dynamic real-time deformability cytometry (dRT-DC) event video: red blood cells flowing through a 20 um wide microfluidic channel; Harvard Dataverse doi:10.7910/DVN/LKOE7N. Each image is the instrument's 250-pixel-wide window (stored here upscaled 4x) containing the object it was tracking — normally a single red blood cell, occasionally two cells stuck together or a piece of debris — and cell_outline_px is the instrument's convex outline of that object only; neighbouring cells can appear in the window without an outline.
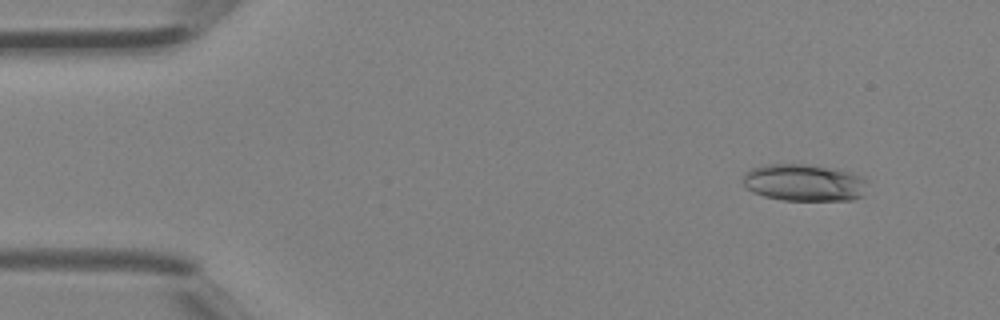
{"species": "Egyptian fruit bat (a non-hibernating species)", "species_latin": "Rousettus aegyptiacus", "temperature_condition": "room temperature", "stored_images_in_passage": 41, "camera_frame_rate_fps": 3000, "um_per_image_px": 0.085, "animal": {"sex": "female"}, "frame": {"image": 1, "passage_image": 4, "time_ms": 1.0, "image_size_px": [1000, 320], "cell_outline_px": [[868, 180], [864, 196], [852, 200], [784, 200], [764, 196], [752, 192], [740, 180], [744, 172], [752, 168], [764, 164], [808, 164], [840, 168], [864, 176]], "centroid_in_image_um": [68.39, 15.5], "position_along_channel_um": 16.6, "area_um2": 27.63}}
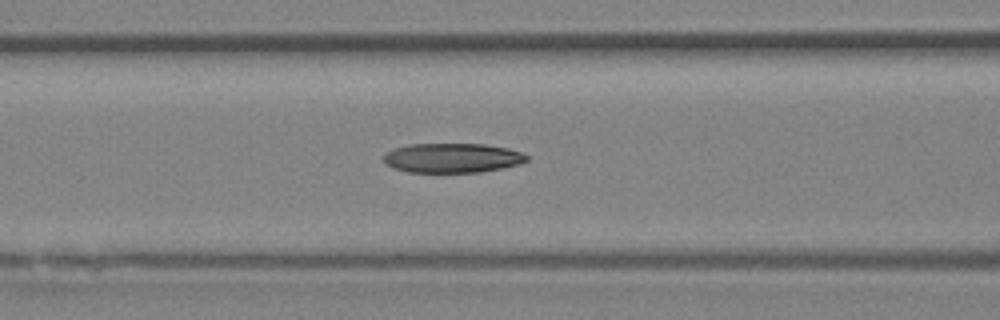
{"frame": {"image": 2, "passage_image": 17, "time_ms": 5.333, "image_size_px": [1000, 320], "cell_outline_px": [[528, 160], [520, 164], [480, 172], [408, 172], [392, 168], [384, 164], [380, 156], [384, 152], [408, 144], [484, 144], [508, 148], [520, 152], [528, 156]], "centroid_in_image_um": [38.37, 13.42], "position_along_channel_um": 128.2, "area_um2": 24.85}}
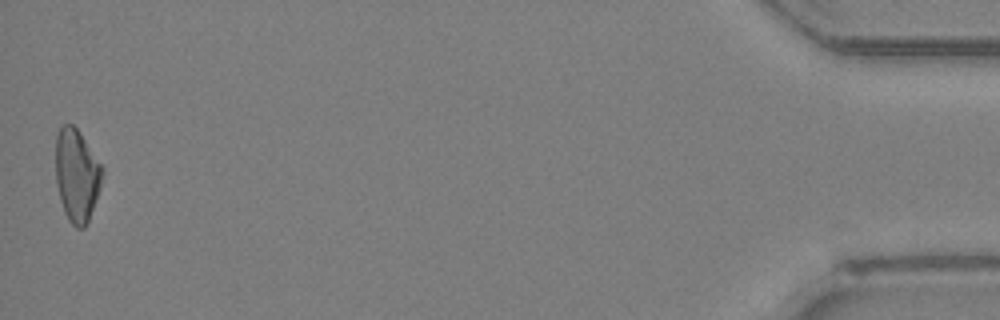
{"frame": {"image": 3, "passage_image": 41, "time_ms": 13.333, "image_size_px": [1000, 320], "cell_outline_px": [[104, 172], [100, 188], [88, 220], [84, 228], [76, 228], [68, 220], [64, 212], [60, 200], [56, 184], [56, 132], [64, 124], [72, 124], [80, 132], [104, 168]], "centroid_in_image_um": [6.52, 14.88], "position_along_channel_um": 428.7, "area_um2": 25.26}}